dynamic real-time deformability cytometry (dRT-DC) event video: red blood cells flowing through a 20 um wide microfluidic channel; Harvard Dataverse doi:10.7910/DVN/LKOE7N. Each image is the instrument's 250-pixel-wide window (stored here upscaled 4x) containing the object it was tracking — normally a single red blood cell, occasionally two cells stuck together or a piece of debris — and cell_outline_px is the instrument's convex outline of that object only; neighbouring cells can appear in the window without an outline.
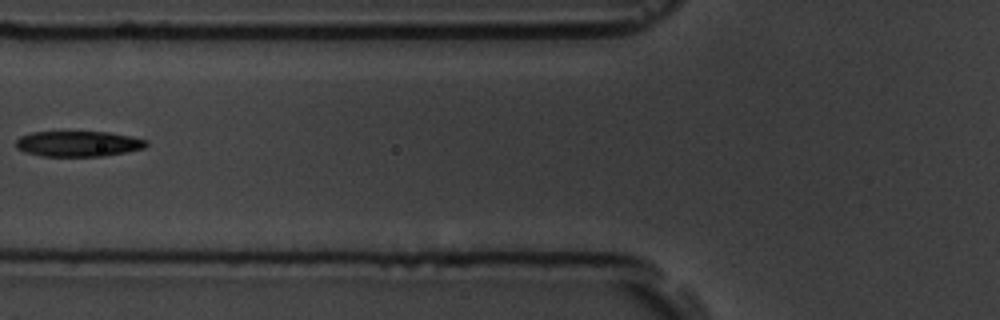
{"species": "common noctule bat (a hibernating species)", "species_latin": "Nyctalus noctula", "temperature_condition": "room temperature", "stored_images_in_passage": 8, "camera_frame_rate_fps": 3000, "um_per_image_px": 0.085, "animal": {"sex": "male", "body_mass_g": 19.5, "forearm_length_mm": 54.6}, "frame": {"image": 1, "passage_image": 7, "time_ms": 7.0, "image_size_px": [1000, 320], "cell_outline_px": [[148, 144], [144, 148], [104, 156], [44, 156], [24, 152], [16, 148], [16, 140], [20, 136], [32, 132], [108, 132], [132, 136], [148, 140]], "centroid_in_image_um": [6.65, 12.22], "position_along_channel_um": 119.1, "area_um2": 19.42}}
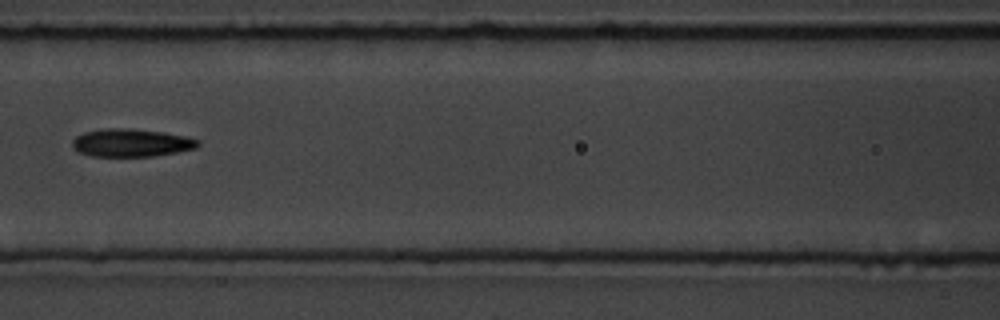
{"frame": {"image": 2, "passage_image": 8, "time_ms": 8.0, "image_size_px": [1000, 320], "cell_outline_px": [[200, 144], [196, 148], [176, 152], [152, 156], [92, 156], [80, 152], [72, 148], [72, 140], [76, 136], [84, 132], [104, 128], [132, 128], [164, 132], [188, 136], [200, 140]], "centroid_in_image_um": [11.17, 12.12], "position_along_channel_um": 155.4, "area_um2": 20.58}}